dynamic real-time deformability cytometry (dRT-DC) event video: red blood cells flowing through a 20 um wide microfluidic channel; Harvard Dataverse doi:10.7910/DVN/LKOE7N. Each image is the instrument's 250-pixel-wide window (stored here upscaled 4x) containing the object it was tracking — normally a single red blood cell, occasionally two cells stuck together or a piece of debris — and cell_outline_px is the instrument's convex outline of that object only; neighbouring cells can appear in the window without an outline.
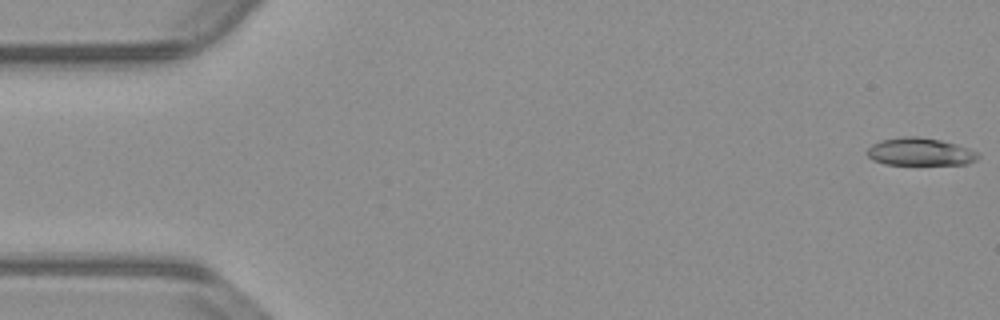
{"species": "common noctule bat (a hibernating species)", "species_latin": "Nyctalus noctula", "temperature_condition": "warm", "stored_images_in_passage": 48, "camera_frame_rate_fps": 3000, "um_per_image_px": 0.085, "animal": {"sex": "male", "body_mass_g": 23.1, "forearm_length_mm": 52.7}, "frame": {"image": 1, "passage_image": 1, "time_ms": 0.0, "image_size_px": [1000, 320], "cell_outline_px": [[980, 156], [976, 160], [968, 164], [884, 164], [872, 160], [868, 156], [868, 148], [872, 144], [880, 140], [904, 136], [916, 136], [940, 140], [956, 144], [976, 152]], "centroid_in_image_um": [78.18, 12.9], "position_along_channel_um": 6.8, "area_um2": 17.74}}
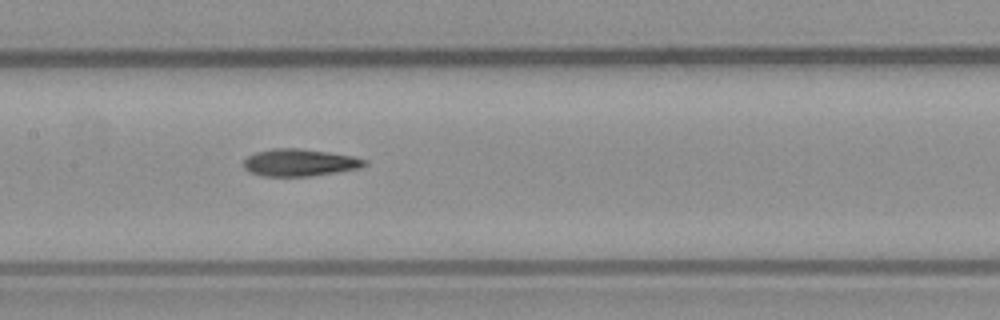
{"frame": {"image": 2, "passage_image": 26, "time_ms": 8.333, "image_size_px": [1000, 320], "cell_outline_px": [[368, 164], [360, 168], [312, 176], [264, 176], [248, 172], [244, 168], [244, 160], [248, 156], [256, 152], [272, 148], [296, 148], [352, 156], [368, 160]], "centroid_in_image_um": [25.46, 13.82], "position_along_channel_um": 181.9, "area_um2": 19.07}}
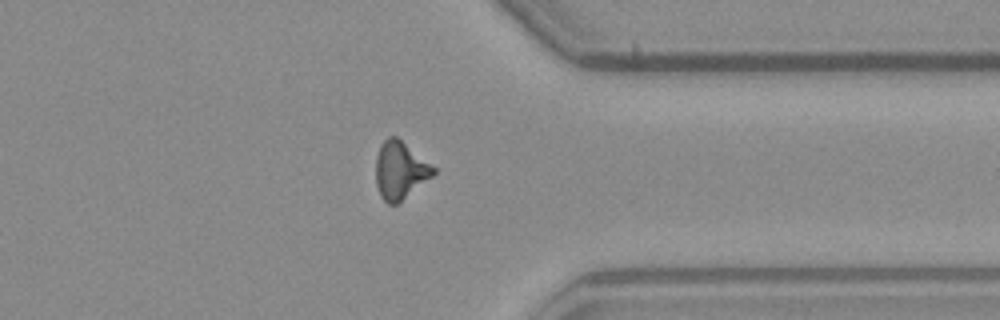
{"frame": {"image": 3, "passage_image": 42, "time_ms": 13.667, "image_size_px": [1000, 320], "cell_outline_px": [[436, 172], [432, 176], [396, 204], [388, 204], [380, 196], [376, 184], [376, 156], [380, 144], [388, 136], [396, 136], [436, 168]], "centroid_in_image_um": [33.98, 14.46], "position_along_channel_um": 377.4, "area_um2": 19.07}}